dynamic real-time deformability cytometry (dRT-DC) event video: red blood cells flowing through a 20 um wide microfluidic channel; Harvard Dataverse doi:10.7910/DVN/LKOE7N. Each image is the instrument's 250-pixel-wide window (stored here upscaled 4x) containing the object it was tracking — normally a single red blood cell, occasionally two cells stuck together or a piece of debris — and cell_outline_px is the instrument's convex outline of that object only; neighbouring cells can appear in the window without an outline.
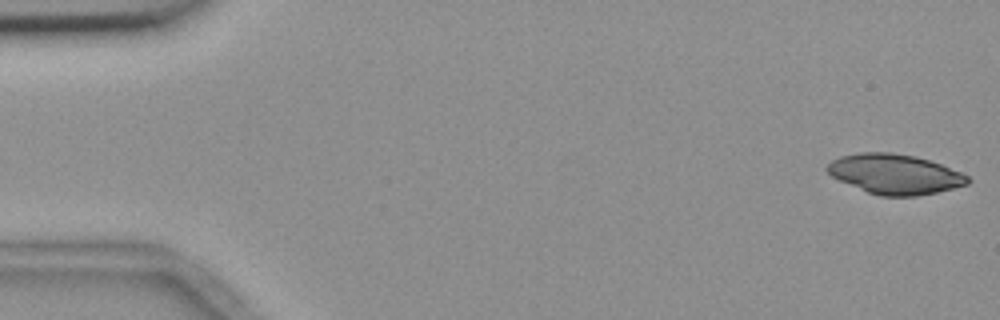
{"species": "common noctule bat (a hibernating species)", "species_latin": "Nyctalus noctula", "temperature_condition": "room temperature", "stored_images_in_passage": 54, "camera_frame_rate_fps": 3000, "um_per_image_px": 0.085, "animal": {"sex": "female", "body_mass_g": 18.4}, "frame": {"image": 1, "passage_image": 1, "time_ms": 0.0, "image_size_px": [1000, 320], "cell_outline_px": [[972, 180], [968, 184], [936, 192], [916, 196], [880, 196], [868, 192], [840, 180], [832, 176], [824, 168], [832, 160], [840, 156], [860, 152], [892, 152], [916, 156], [940, 164], [960, 172], [968, 176]], "centroid_in_image_um": [76.06, 14.79], "position_along_channel_um": 8.9, "area_um2": 32.48}}